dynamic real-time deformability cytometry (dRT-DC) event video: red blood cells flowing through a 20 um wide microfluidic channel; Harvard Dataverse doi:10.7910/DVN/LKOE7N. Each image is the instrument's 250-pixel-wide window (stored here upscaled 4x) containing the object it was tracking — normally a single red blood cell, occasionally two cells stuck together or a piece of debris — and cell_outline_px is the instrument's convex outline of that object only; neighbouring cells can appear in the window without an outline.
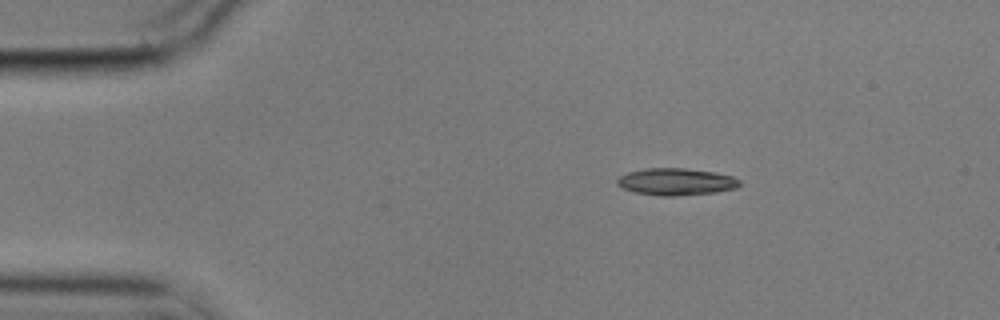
{"species": "common noctule bat (a hibernating species)", "species_latin": "Nyctalus noctula", "temperature_condition": "cold", "stored_images_in_passage": 48, "camera_frame_rate_fps": 3000, "um_per_image_px": 0.085, "animal": {"sex": "male", "body_mass_g": 17.9}, "frame": {"image": 1, "passage_image": 1, "time_ms": 0.0, "image_size_px": [1000, 320], "cell_outline_px": [[740, 184], [736, 188], [716, 192], [676, 196], [660, 196], [636, 192], [624, 188], [616, 184], [616, 180], [620, 176], [628, 172], [644, 168], [684, 168], [716, 172], [732, 176], [740, 180]], "centroid_in_image_um": [57.47, 15.44], "position_along_channel_um": 27.5, "area_um2": 19.31}}
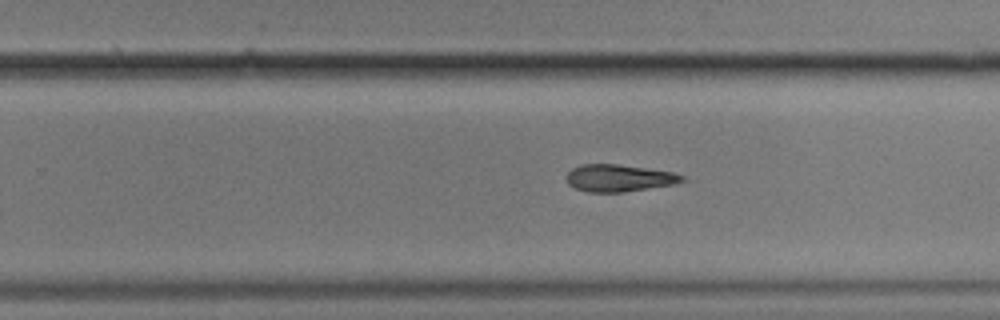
{"frame": {"image": 2, "passage_image": 27, "time_ms": 8.667, "image_size_px": [1000, 320], "cell_outline_px": [[684, 180], [672, 184], [624, 192], [588, 192], [576, 188], [568, 184], [564, 176], [572, 168], [584, 164], [616, 164], [672, 172], [684, 176]], "centroid_in_image_um": [52.54, 15.13], "position_along_channel_um": 277.3, "area_um2": 18.03}}
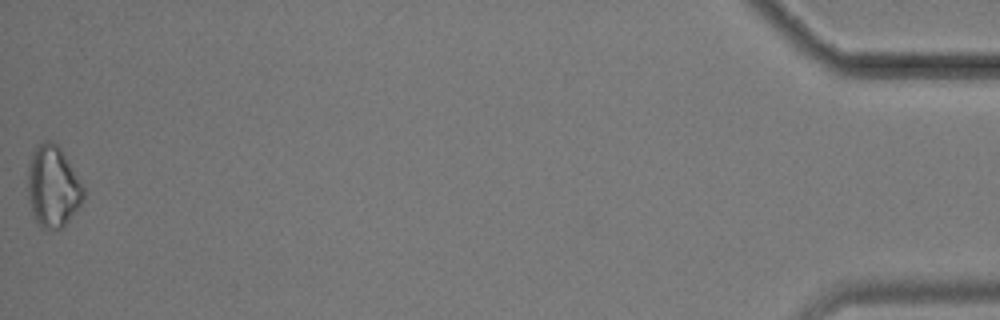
{"frame": {"image": 3, "passage_image": 48, "time_ms": 15.667, "image_size_px": [1000, 320], "cell_outline_px": [[88, 192], [84, 200], [68, 220], [60, 228], [48, 232], [40, 228], [32, 212], [28, 200], [28, 164], [32, 152], [44, 140], [52, 140], [60, 148]], "centroid_in_image_um": [4.51, 15.88], "position_along_channel_um": 430.7, "area_um2": 26.76}, "authors_computed_cell_mechanics": {"area_um2": 19.3052, "velocity_mm_per_s": 3.5344, "shape_relaxation_time_tau1_ms": null, "shape_relaxation_time_tau2_ms": 8.9548, "deformation_change_tau1": null, "deformation_change_tau2": 0.1916}}